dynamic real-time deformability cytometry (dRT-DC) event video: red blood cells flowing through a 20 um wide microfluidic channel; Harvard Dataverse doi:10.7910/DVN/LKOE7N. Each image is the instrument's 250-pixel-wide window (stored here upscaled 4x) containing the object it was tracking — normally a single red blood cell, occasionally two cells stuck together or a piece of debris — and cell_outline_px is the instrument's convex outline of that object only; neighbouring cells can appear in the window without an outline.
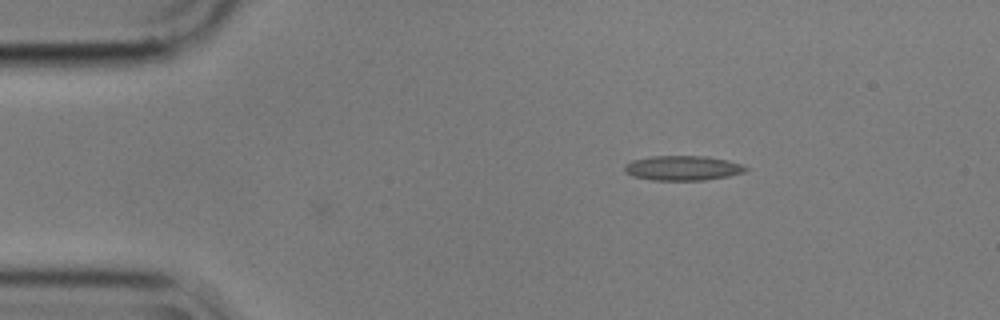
{"species": "common noctule bat (a hibernating species)", "species_latin": "Nyctalus noctula", "temperature_condition": "cold", "stored_images_in_passage": 8, "camera_frame_rate_fps": 3000, "um_per_image_px": 0.085, "animal": {"sex": "male", "body_mass_g": 17.9}, "frame": {"image": 1, "passage_image": 8, "time_ms": 2.333, "image_size_px": [1000, 320], "cell_outline_px": [[748, 168], [744, 172], [728, 176], [704, 180], [652, 180], [632, 176], [624, 172], [624, 164], [632, 160], [652, 156], [708, 156], [740, 164]], "centroid_in_image_um": [57.97, 14.28], "position_along_channel_um": 27.0, "area_um2": 17.4}}